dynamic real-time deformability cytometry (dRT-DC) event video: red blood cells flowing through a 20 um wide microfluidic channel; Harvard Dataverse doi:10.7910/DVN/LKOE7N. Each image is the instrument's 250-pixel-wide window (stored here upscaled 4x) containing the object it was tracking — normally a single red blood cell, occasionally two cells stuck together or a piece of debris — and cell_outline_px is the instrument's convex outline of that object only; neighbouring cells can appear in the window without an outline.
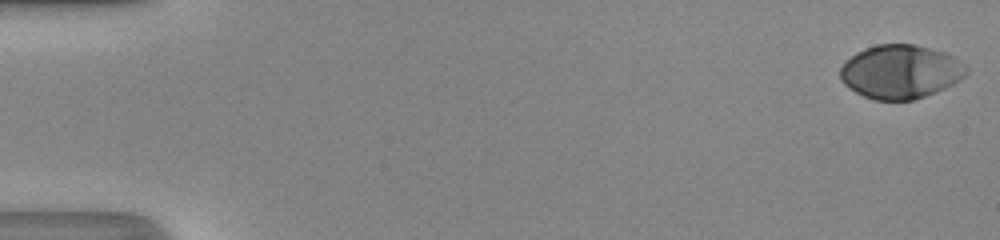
{"species": "human", "species_latin": "Homo sapiens", "temperature_condition": "room temperature", "stored_images_in_passage": 51, "camera_frame_rate_fps": 3000, "um_per_image_px": 0.085, "donor": {"sex": "male"}, "frame": {"image": 1, "passage_image": 1, "time_ms": 0.0, "image_size_px": [1000, 240], "cell_outline_px": [[968, 72], [960, 80], [944, 88], [924, 96], [912, 100], [876, 100], [864, 96], [848, 88], [840, 80], [840, 68], [856, 52], [864, 48], [876, 44], [912, 44], [944, 52], [960, 60], [968, 68]], "centroid_in_image_um": [76.53, 6.09], "position_along_channel_um": 8.5, "area_um2": 39.36}}
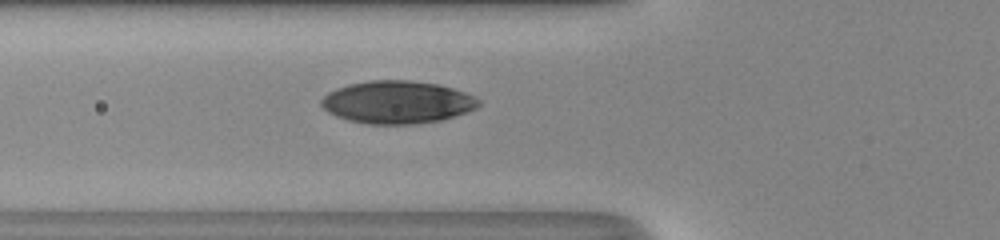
{"frame": {"image": 2, "passage_image": 20, "time_ms": 6.333, "image_size_px": [1000, 240], "cell_outline_px": [[480, 104], [476, 108], [456, 116], [440, 120], [416, 124], [368, 124], [348, 120], [336, 116], [328, 112], [320, 104], [320, 100], [328, 92], [336, 88], [348, 84], [368, 80], [408, 80], [440, 84], [464, 92], [480, 100]], "centroid_in_image_um": [33.75, 8.68], "position_along_channel_um": 92.1, "area_um2": 39.25}}
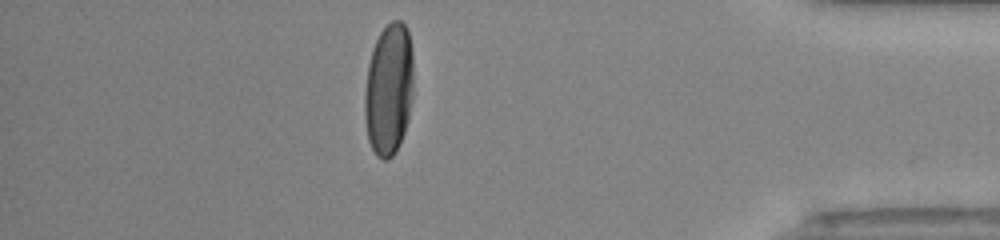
{"frame": {"image": 3, "passage_image": 45, "time_ms": 14.667, "image_size_px": [1000, 240], "cell_outline_px": [[412, 96], [408, 120], [400, 144], [396, 152], [388, 160], [384, 160], [376, 156], [368, 140], [364, 116], [364, 92], [368, 64], [372, 48], [380, 32], [392, 20], [400, 20], [408, 28], [412, 52]], "centroid_in_image_um": [33.03, 7.61], "position_along_channel_um": 402.2, "area_um2": 37.92}, "authors_computed_cell_mechanics": {"area_um2": 39.1306, "velocity_mm_per_s": 4.1657, "shape_relaxation_time_tau1_ms": 3.6825, "shape_relaxation_time_tau2_ms": null, "deformation_change_tau1": 0.197, "deformation_change_tau2": null}}